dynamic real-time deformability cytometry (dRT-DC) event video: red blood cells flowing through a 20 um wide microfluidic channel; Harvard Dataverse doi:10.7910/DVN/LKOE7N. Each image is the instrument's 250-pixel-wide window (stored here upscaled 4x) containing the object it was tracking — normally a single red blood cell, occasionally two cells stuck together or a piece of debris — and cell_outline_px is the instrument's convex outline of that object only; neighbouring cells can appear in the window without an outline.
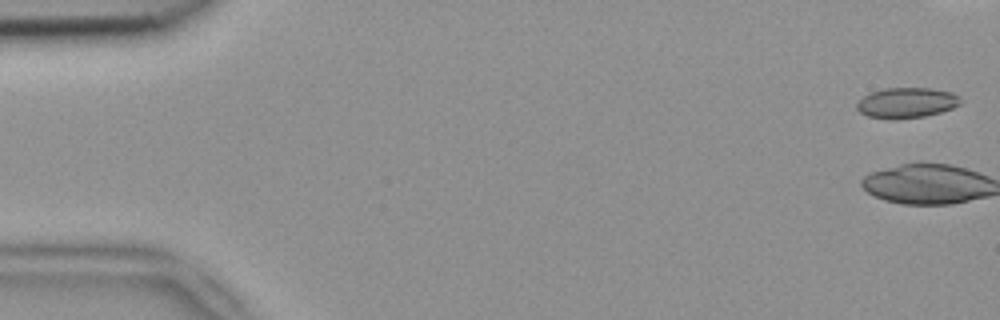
{"species": "common noctule bat (a hibernating species)", "species_latin": "Nyctalus noctula", "temperature_condition": "room temperature", "stored_images_in_passage": 5, "camera_frame_rate_fps": 3000, "um_per_image_px": 0.085, "animal": {"sex": "female", "body_mass_g": 18.4}, "frame": {"image": 1, "passage_image": 1, "time_ms": 0.0, "image_size_px": [1000, 320], "cell_outline_px": [[964, 100], [960, 104], [952, 108], [940, 112], [924, 116], [896, 120], [892, 120], [868, 116], [860, 112], [856, 108], [856, 104], [864, 96], [872, 92], [884, 88], [932, 88], [952, 92], [960, 96]], "centroid_in_image_um": [77.09, 8.74], "position_along_channel_um": 7.9, "area_um2": 18.55}}